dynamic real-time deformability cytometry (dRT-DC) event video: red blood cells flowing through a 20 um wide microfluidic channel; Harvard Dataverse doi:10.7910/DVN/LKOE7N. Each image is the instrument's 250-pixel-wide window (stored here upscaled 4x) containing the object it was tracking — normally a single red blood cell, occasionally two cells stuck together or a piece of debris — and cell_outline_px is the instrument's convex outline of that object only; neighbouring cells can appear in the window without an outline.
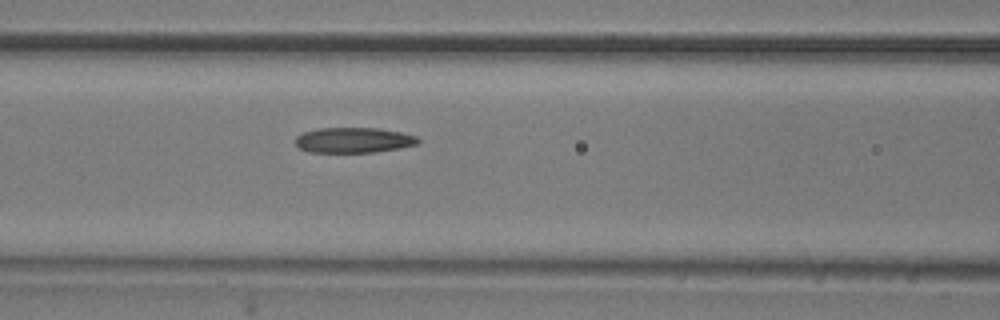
{"species": "common noctule bat (a hibernating species)", "species_latin": "Nyctalus noctula", "temperature_condition": "room temperature", "stored_images_in_passage": 6, "camera_frame_rate_fps": 3000, "um_per_image_px": 0.085, "animal": {"sex": "male", "body_mass_g": 20.5, "forearm_length_mm": 52.5}, "frame": {"image": 1, "passage_image": 6, "time_ms": 6.333, "image_size_px": [1000, 320], "cell_outline_px": [[420, 144], [400, 148], [376, 152], [308, 152], [300, 148], [296, 144], [296, 136], [304, 132], [320, 128], [380, 128], [400, 132], [416, 136], [420, 140]], "centroid_in_image_um": [30.09, 11.91], "position_along_channel_um": 136.5, "area_um2": 18.15}}